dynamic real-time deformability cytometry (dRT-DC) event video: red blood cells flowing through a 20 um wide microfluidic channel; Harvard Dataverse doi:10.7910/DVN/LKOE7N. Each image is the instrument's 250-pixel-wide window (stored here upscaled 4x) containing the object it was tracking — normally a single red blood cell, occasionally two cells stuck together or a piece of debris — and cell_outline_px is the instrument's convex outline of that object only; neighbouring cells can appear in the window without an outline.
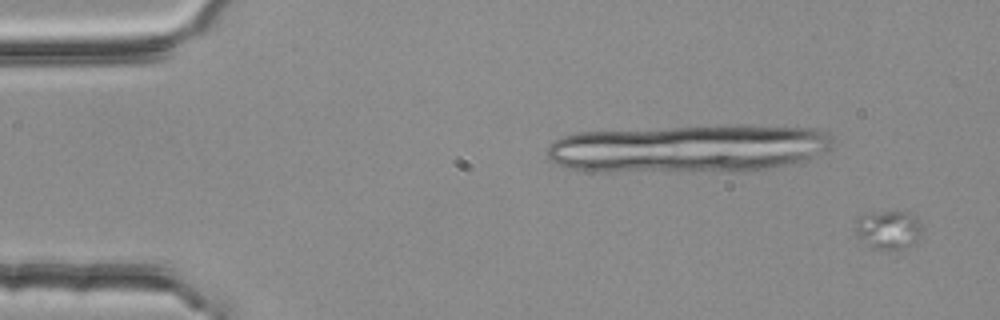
{"species": "common noctule bat (a hibernating species)", "species_latin": "Nyctalus noctula", "temperature_condition": "room temperature", "stored_images_in_passage": 2, "camera_frame_rate_fps": 3000, "um_per_image_px": 0.085, "animal": {"sex": "female", "body_mass_g": 25.1}, "frame": {"image": 1, "passage_image": 2, "time_ms": 0.333, "image_size_px": [1000, 320], "cell_outline_px": [[924, 232], [904, 248], [896, 252], [872, 248], [856, 236], [856, 220], [860, 216], [868, 212], [912, 212], [916, 216], [924, 228]], "centroid_in_image_um": [75.53, 19.53], "position_along_channel_um": 9.5, "area_um2": 15.37}}